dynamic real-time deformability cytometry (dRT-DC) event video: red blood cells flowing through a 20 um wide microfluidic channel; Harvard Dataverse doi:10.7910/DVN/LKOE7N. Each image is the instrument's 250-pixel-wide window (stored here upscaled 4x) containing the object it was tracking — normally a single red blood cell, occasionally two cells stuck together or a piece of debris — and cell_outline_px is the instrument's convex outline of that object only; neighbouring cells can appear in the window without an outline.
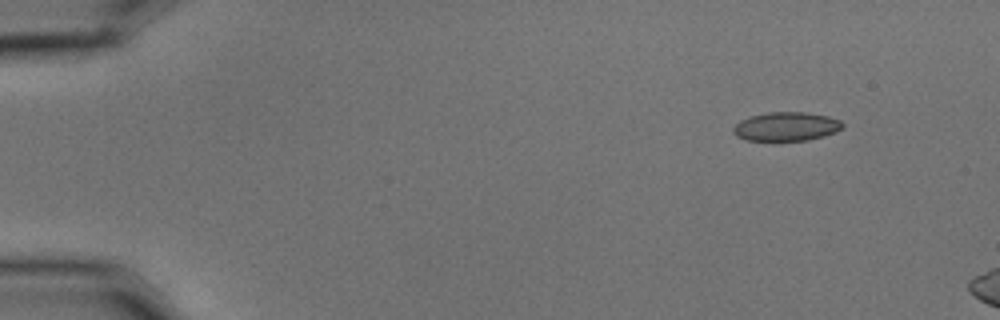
{"species": "common noctule bat (a hibernating species)", "species_latin": "Nyctalus noctula", "temperature_condition": "cold", "stored_images_in_passage": 3, "camera_frame_rate_fps": 3000, "um_per_image_px": 0.085, "animal": {"sex": "male", "body_mass_g": 15.6}, "frame": {"image": 1, "passage_image": 1, "time_ms": 0.0, "image_size_px": [1000, 320], "cell_outline_px": [[844, 124], [836, 132], [824, 136], [808, 140], [744, 140], [736, 136], [732, 132], [732, 128], [740, 120], [752, 116], [768, 112], [804, 112], [828, 116], [840, 120]], "centroid_in_image_um": [66.81, 10.75], "position_along_channel_um": 18.2, "area_um2": 18.32}}